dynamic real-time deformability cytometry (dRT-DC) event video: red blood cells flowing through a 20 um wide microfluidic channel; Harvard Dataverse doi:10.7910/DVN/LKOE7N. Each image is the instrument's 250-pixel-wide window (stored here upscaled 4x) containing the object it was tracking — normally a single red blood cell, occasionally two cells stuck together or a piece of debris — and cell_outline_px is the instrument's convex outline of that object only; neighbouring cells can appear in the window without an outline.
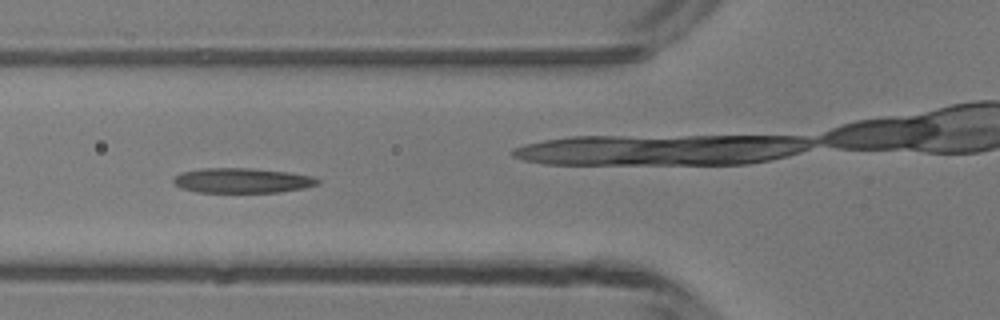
{"species": "common noctule bat (a hibernating species)", "species_latin": "Nyctalus noctula", "temperature_condition": "room temperature", "stored_images_in_passage": 44, "camera_frame_rate_fps": 3000, "um_per_image_px": 0.085, "animal": {"sex": "male", "body_mass_g": 13.3}, "frame": {"image": 1, "passage_image": 13, "time_ms": 4.0, "image_size_px": [1000, 320], "cell_outline_px": [[320, 184], [304, 188], [280, 192], [196, 192], [180, 188], [172, 184], [172, 176], [180, 172], [200, 168], [248, 168], [288, 172], [312, 176], [320, 180]], "centroid_in_image_um": [20.52, 15.34], "position_along_channel_um": 105.3, "area_um2": 21.21}}